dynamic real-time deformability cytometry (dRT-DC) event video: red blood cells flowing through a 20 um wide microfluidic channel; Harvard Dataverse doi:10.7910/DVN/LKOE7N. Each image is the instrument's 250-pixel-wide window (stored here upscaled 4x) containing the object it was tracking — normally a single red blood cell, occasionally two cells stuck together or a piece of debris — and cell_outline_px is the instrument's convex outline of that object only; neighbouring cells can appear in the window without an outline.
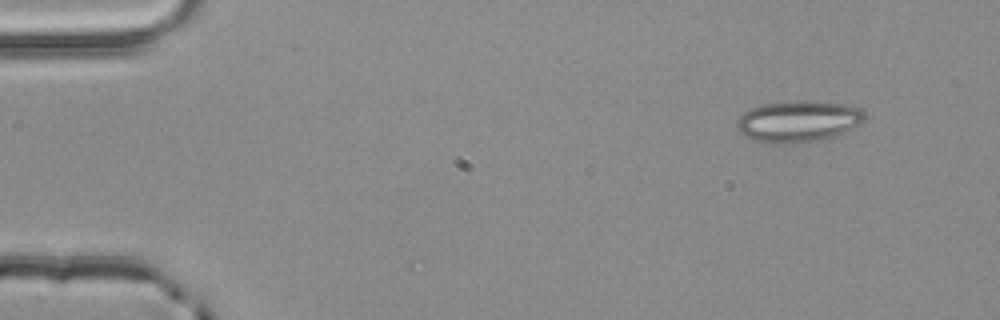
{"species": "common noctule bat (a hibernating species)", "species_latin": "Nyctalus noctula", "temperature_condition": "room temperature", "stored_images_in_passage": 3, "camera_frame_rate_fps": 3000, "um_per_image_px": 0.085, "animal": {"sex": "male", "body_mass_g": 20.4}, "frame": {"image": 1, "passage_image": 1, "time_ms": 0.0, "image_size_px": [1000, 320], "cell_outline_px": [[864, 120], [844, 132], [820, 140], [792, 144], [776, 144], [752, 140], [744, 136], [740, 132], [736, 124], [736, 120], [744, 112], [752, 108], [764, 104], [796, 100], [808, 100], [840, 104], [856, 108], [864, 116]], "centroid_in_image_um": [67.76, 10.33], "position_along_channel_um": 17.2, "area_um2": 30.52}}